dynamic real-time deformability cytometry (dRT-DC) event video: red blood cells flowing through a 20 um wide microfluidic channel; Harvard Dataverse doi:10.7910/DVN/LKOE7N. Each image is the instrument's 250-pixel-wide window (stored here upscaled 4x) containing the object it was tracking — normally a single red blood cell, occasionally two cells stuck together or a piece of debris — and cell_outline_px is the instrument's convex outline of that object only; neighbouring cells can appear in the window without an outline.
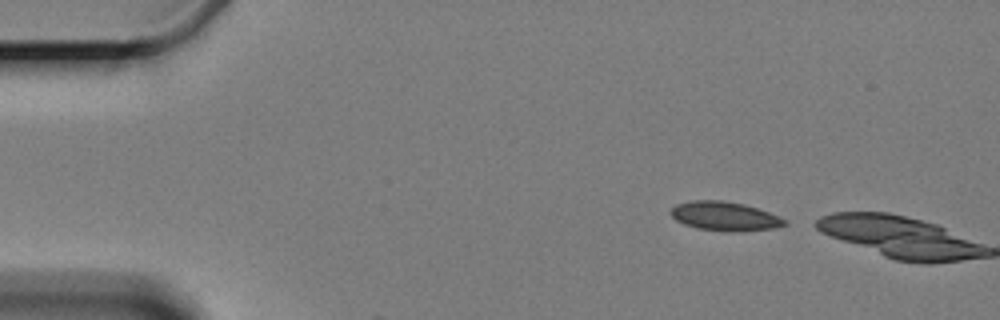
{"species": "Egyptian fruit bat (a non-hibernating species)", "species_latin": "Rousettus aegyptiacus", "temperature_condition": "cold", "stored_images_in_passage": 2, "camera_frame_rate_fps": 3000, "um_per_image_px": 0.085, "animal": {"sex": "female"}, "frame": {"image": 1, "passage_image": 1, "time_ms": 0.0, "image_size_px": [1000, 320], "cell_outline_px": [[788, 224], [772, 228], [740, 232], [724, 232], [696, 228], [684, 224], [676, 220], [668, 212], [676, 204], [692, 200], [720, 200], [744, 204], [768, 212], [788, 220]], "centroid_in_image_um": [61.58, 18.39], "position_along_channel_um": 23.4, "area_um2": 19.42}}